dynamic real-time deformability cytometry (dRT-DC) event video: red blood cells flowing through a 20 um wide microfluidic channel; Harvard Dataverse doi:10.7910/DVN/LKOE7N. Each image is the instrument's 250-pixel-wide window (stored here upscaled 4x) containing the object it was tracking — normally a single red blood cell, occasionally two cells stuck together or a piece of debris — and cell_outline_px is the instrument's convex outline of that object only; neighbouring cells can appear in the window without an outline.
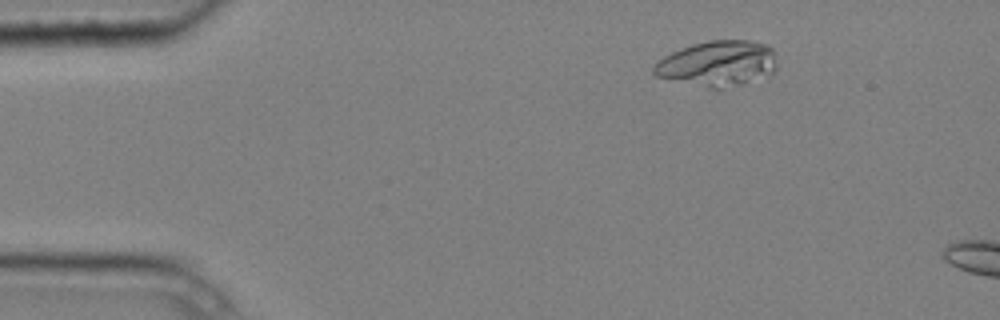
{"species": "common noctule bat (a hibernating species)", "species_latin": "Nyctalus noctula", "temperature_condition": "cold", "stored_images_in_passage": 3, "camera_frame_rate_fps": 3000, "um_per_image_px": 0.085, "animal": {"sex": "male", "body_mass_g": 20.4}, "frame": {"image": 1, "passage_image": 2, "time_ms": 0.333, "image_size_px": [1000, 320], "cell_outline_px": [[776, 72], [740, 84], [720, 88], [708, 88], [656, 76], [652, 72], [652, 68], [664, 56], [680, 48], [692, 44], [708, 40], [748, 40], [768, 44], [776, 52]], "centroid_in_image_um": [61.03, 5.37], "position_along_channel_um": 24.0, "area_um2": 32.66}}